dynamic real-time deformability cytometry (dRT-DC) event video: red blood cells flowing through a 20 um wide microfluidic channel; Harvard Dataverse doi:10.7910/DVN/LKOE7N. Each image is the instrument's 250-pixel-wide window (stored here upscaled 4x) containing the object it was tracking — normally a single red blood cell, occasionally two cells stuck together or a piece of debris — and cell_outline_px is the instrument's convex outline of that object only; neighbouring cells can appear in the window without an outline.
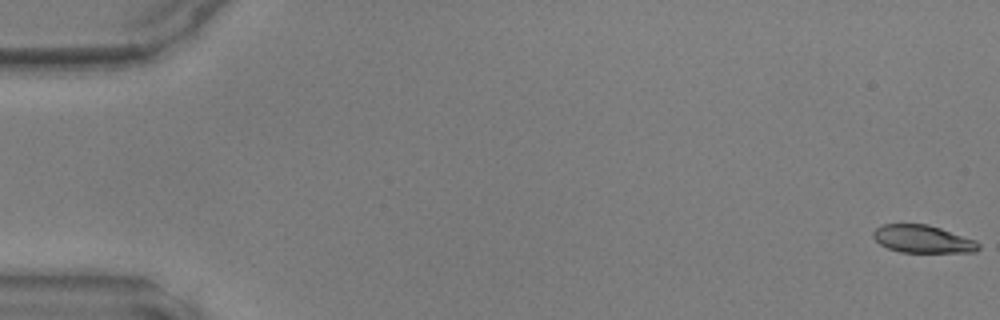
{"species": "common noctule bat (a hibernating species)", "species_latin": "Nyctalus noctula", "temperature_condition": "warm", "stored_images_in_passage": 48, "camera_frame_rate_fps": 3000, "um_per_image_px": 0.085, "animal": {"sex": "male", "body_mass_g": 17.9, "forearm_length_mm": 54.2}, "frame": {"image": 1, "passage_image": 1, "time_ms": 0.0, "image_size_px": [1000, 320], "cell_outline_px": [[980, 248], [976, 252], [900, 252], [888, 248], [880, 244], [872, 236], [872, 232], [876, 228], [884, 224], [928, 224], [976, 240], [980, 244]], "centroid_in_image_um": [78.44, 20.32], "position_along_channel_um": 6.6, "area_um2": 16.99}}
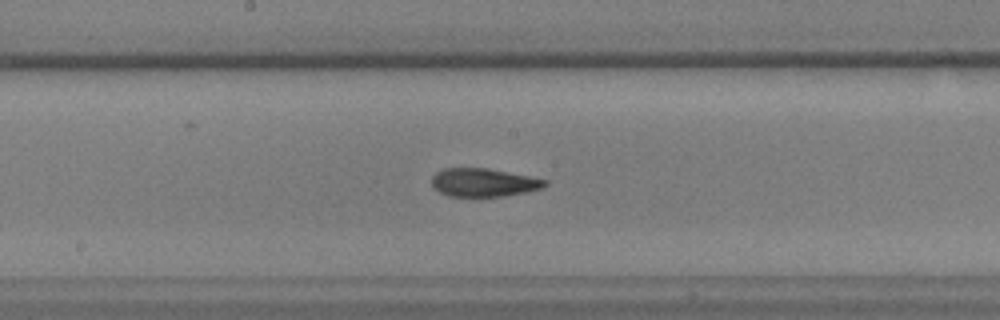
{"frame": {"image": 2, "passage_image": 26, "time_ms": 8.333, "image_size_px": [1000, 320], "cell_outline_px": [[548, 184], [544, 188], [504, 196], [448, 196], [432, 188], [432, 176], [436, 172], [444, 168], [488, 168], [548, 180]], "centroid_in_image_um": [41.09, 15.51], "position_along_channel_um": 207.1, "area_um2": 18.67}}
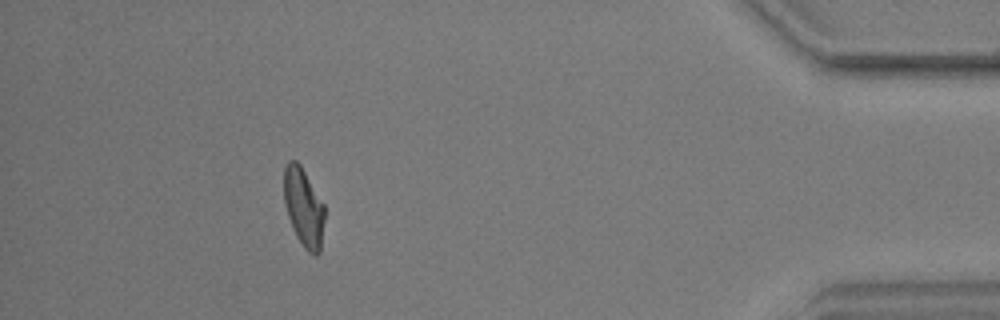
{"frame": {"image": 3, "passage_image": 44, "time_ms": 14.333, "image_size_px": [1000, 320], "cell_outline_px": [[324, 220], [320, 252], [316, 256], [312, 256], [304, 248], [296, 236], [292, 228], [284, 204], [284, 168], [288, 160], [296, 160], [300, 164], [324, 204]], "centroid_in_image_um": [25.8, 17.64], "position_along_channel_um": 409.4, "area_um2": 18.73}}